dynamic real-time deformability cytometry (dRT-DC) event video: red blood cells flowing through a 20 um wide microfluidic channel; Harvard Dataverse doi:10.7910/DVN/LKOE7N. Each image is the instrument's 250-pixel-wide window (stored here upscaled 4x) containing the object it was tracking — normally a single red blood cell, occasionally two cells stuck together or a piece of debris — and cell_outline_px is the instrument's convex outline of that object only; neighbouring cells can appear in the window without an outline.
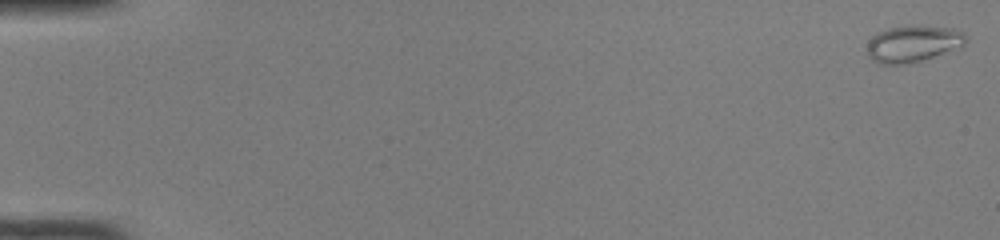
{"species": "common noctule bat (a hibernating species)", "species_latin": "Nyctalus noctula", "temperature_condition": "room temperature", "stored_images_in_passage": 50, "camera_frame_rate_fps": 3000, "um_per_image_px": 0.085, "animal": {"sex": "female", "body_mass_g": 22.0, "forearm_length_mm": 56.7}, "frame": {"image": 1, "passage_image": 1, "time_ms": 0.0, "image_size_px": [1000, 240], "cell_outline_px": [[968, 40], [964, 44], [932, 56], [920, 60], [904, 64], [880, 64], [872, 60], [868, 56], [868, 40], [872, 36], [888, 28], [920, 24], [952, 28], [964, 32], [968, 36]], "centroid_in_image_um": [77.6, 3.68], "position_along_channel_um": 7.4, "area_um2": 20.92}}
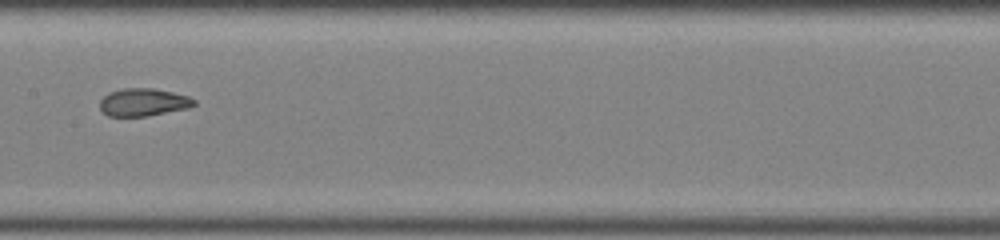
{"frame": {"image": 2, "passage_image": 27, "time_ms": 8.667, "image_size_px": [1000, 240], "cell_outline_px": [[196, 104], [192, 108], [148, 116], [108, 116], [100, 108], [100, 100], [108, 92], [124, 88], [152, 88], [172, 92], [188, 96], [196, 100]], "centroid_in_image_um": [12.22, 8.69], "position_along_channel_um": 195.2, "area_um2": 15.37}}
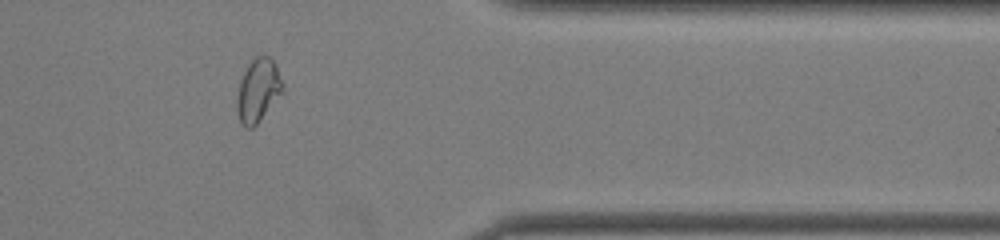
{"frame": {"image": 3, "passage_image": 42, "time_ms": 13.667, "image_size_px": [1000, 240], "cell_outline_px": [[284, 92], [256, 124], [252, 128], [248, 128], [240, 124], [236, 108], [236, 100], [240, 80], [248, 64], [256, 56], [268, 56], [276, 64], [284, 84]], "centroid_in_image_um": [21.95, 7.69], "position_along_channel_um": 389.5, "area_um2": 16.99}, "authors_computed_cell_mechanics": {"area_um2": 17.4845, "velocity_mm_per_s": 4.1209, "shape_relaxation_time_tau1_ms": 6.0496, "shape_relaxation_time_tau2_ms": 0.9977, "deformation_change_tau1": 0.1818, "deformation_change_tau2": 0.065}}